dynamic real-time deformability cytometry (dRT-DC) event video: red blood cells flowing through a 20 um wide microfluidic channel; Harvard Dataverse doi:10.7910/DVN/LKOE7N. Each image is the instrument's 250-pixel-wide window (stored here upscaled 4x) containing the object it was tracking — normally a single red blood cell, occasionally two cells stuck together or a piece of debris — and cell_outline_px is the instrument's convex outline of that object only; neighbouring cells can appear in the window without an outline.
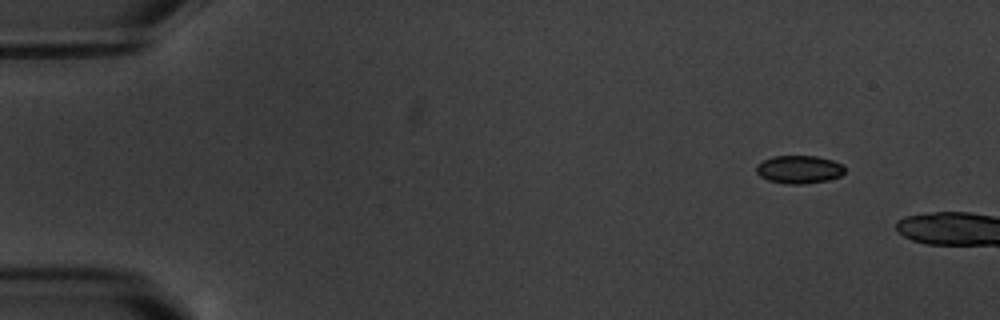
{"species": "common noctule bat (a hibernating species)", "species_latin": "Nyctalus noctula", "temperature_condition": "warm", "stored_images_in_passage": 2, "camera_frame_rate_fps": 3000, "um_per_image_px": 0.085, "animal": {"sex": "male", "body_mass_g": 20.1, "forearm_length_mm": 53.5}, "frame": {"image": 1, "passage_image": 1, "time_ms": 0.0, "image_size_px": [1000, 320], "cell_outline_px": [[844, 172], [840, 176], [828, 180], [804, 184], [784, 184], [768, 180], [760, 176], [756, 172], [756, 164], [772, 156], [816, 156], [832, 160], [844, 164]], "centroid_in_image_um": [67.92, 14.4], "position_along_channel_um": 17.1, "area_um2": 14.57}}